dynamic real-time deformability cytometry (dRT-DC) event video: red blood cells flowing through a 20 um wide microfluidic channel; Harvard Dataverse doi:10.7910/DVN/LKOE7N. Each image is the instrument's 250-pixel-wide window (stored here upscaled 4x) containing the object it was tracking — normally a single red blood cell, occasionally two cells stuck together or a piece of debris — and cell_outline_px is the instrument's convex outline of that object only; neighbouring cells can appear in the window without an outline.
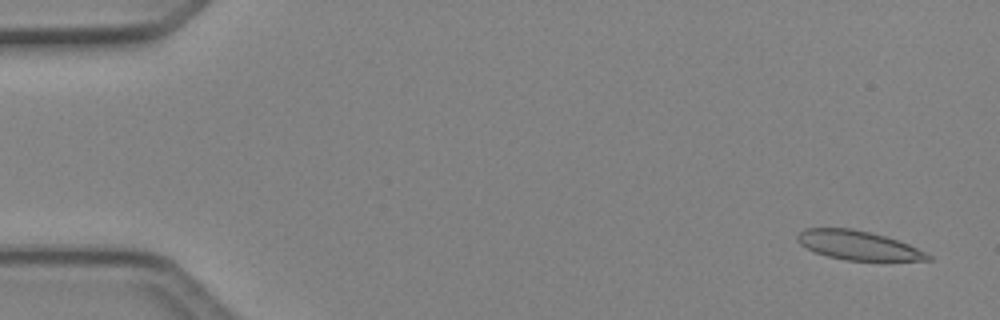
{"species": "Egyptian fruit bat (a non-hibernating species)", "species_latin": "Rousettus aegyptiacus", "temperature_condition": "cold", "stored_images_in_passage": 5, "camera_frame_rate_fps": 3000, "um_per_image_px": 0.085, "animal": {"sex": "female"}, "frame": {"image": 1, "passage_image": 1, "time_ms": 0.0, "image_size_px": [1000, 320], "cell_outline_px": [[932, 260], [848, 260], [828, 256], [816, 252], [800, 244], [796, 240], [796, 236], [804, 228], [852, 228], [884, 236], [908, 244], [932, 256]], "centroid_in_image_um": [72.9, 20.84], "position_along_channel_um": 12.1, "area_um2": 21.68}}
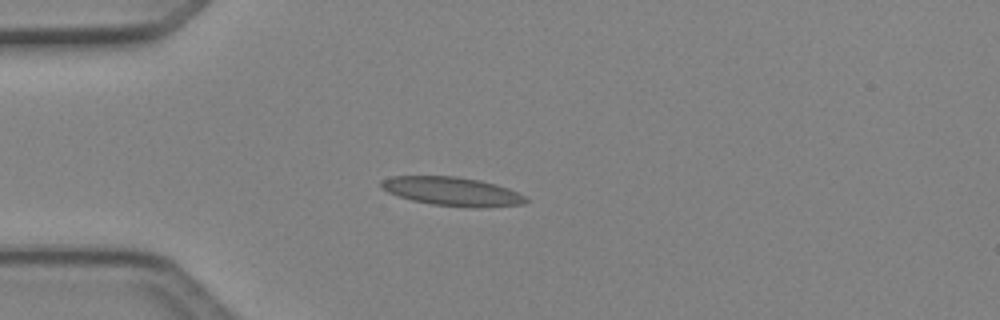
{"frame": {"image": 2, "passage_image": 4, "time_ms": 1.0, "image_size_px": [1000, 320], "cell_outline_px": [[528, 200], [524, 204], [480, 208], [468, 208], [432, 204], [412, 200], [388, 192], [380, 184], [380, 180], [392, 176], [456, 176], [480, 180], [496, 184], [508, 188], [524, 196]], "centroid_in_image_um": [38.45, 16.27], "position_along_channel_um": 46.5, "area_um2": 24.22}}